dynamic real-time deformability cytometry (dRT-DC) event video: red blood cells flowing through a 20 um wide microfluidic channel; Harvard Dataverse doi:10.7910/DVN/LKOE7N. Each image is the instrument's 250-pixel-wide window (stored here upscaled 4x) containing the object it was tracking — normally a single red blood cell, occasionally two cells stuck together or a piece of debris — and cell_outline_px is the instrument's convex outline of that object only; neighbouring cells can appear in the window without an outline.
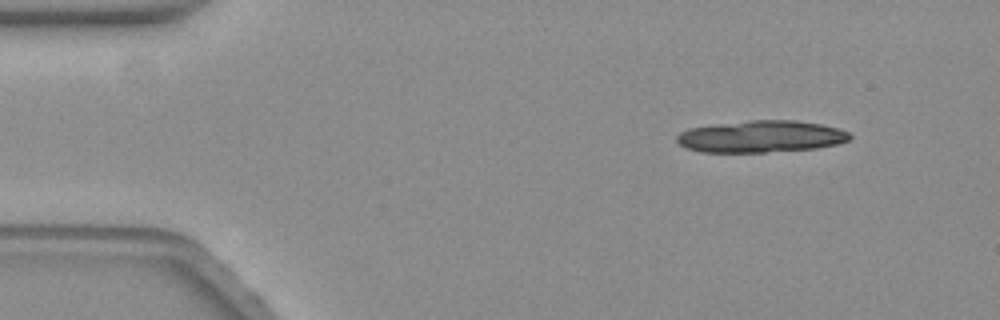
{"species": "common noctule bat (a hibernating species)", "species_latin": "Nyctalus noctula", "temperature_condition": "warm", "stored_images_in_passage": 15, "camera_frame_rate_fps": 3000, "um_per_image_px": 0.085, "animal": {"sex": "female", "body_mass_g": 19.3, "forearm_length_mm": 54.1}, "frame": {"image": 1, "passage_image": 1, "time_ms": 0.0, "image_size_px": [1000, 320], "cell_outline_px": [[852, 136], [848, 140], [836, 144], [816, 148], [764, 152], [700, 152], [684, 148], [676, 140], [676, 136], [680, 132], [692, 128], [716, 124], [752, 120], [796, 120], [820, 124], [836, 128], [848, 132]], "centroid_in_image_um": [64.66, 11.61], "position_along_channel_um": 20.3, "area_um2": 31.96}}
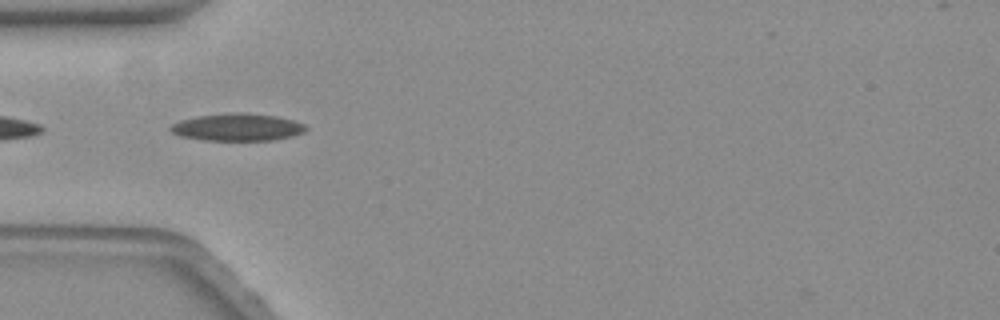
{"frame": {"image": 2, "passage_image": 13, "time_ms": 4.0, "image_size_px": [1000, 320], "cell_outline_px": [[308, 128], [304, 132], [292, 136], [272, 140], [204, 140], [180, 136], [172, 132], [168, 128], [172, 124], [180, 120], [200, 116], [232, 112], [244, 112], [276, 116], [292, 120], [304, 124]], "centroid_in_image_um": [20.18, 10.81], "position_along_channel_um": 64.8, "area_um2": 21.5}}